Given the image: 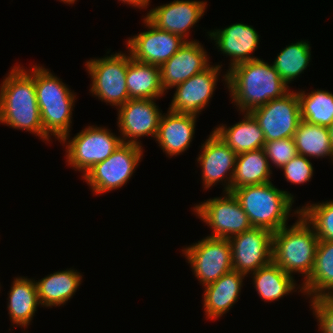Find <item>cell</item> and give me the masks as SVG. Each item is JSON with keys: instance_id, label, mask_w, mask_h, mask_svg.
Masks as SVG:
<instances>
[{"instance_id": "cell-7", "label": "cell", "mask_w": 333, "mask_h": 333, "mask_svg": "<svg viewBox=\"0 0 333 333\" xmlns=\"http://www.w3.org/2000/svg\"><path fill=\"white\" fill-rule=\"evenodd\" d=\"M129 53L116 52L86 61V70L91 76L90 92L102 102L117 109L129 100L126 85Z\"/></svg>"}, {"instance_id": "cell-29", "label": "cell", "mask_w": 333, "mask_h": 333, "mask_svg": "<svg viewBox=\"0 0 333 333\" xmlns=\"http://www.w3.org/2000/svg\"><path fill=\"white\" fill-rule=\"evenodd\" d=\"M293 138L298 154L309 157V159L310 157L318 159L328 156L333 161L328 127L301 120Z\"/></svg>"}, {"instance_id": "cell-23", "label": "cell", "mask_w": 333, "mask_h": 333, "mask_svg": "<svg viewBox=\"0 0 333 333\" xmlns=\"http://www.w3.org/2000/svg\"><path fill=\"white\" fill-rule=\"evenodd\" d=\"M242 121L228 126L221 124L213 130L237 155L264 147L265 137L258 122L249 112L242 113Z\"/></svg>"}, {"instance_id": "cell-2", "label": "cell", "mask_w": 333, "mask_h": 333, "mask_svg": "<svg viewBox=\"0 0 333 333\" xmlns=\"http://www.w3.org/2000/svg\"><path fill=\"white\" fill-rule=\"evenodd\" d=\"M0 84V124L28 131L43 140V127L35 89V65L13 66Z\"/></svg>"}, {"instance_id": "cell-12", "label": "cell", "mask_w": 333, "mask_h": 333, "mask_svg": "<svg viewBox=\"0 0 333 333\" xmlns=\"http://www.w3.org/2000/svg\"><path fill=\"white\" fill-rule=\"evenodd\" d=\"M156 99H129L117 108V126L123 143L142 146L139 138H156L162 110L156 105Z\"/></svg>"}, {"instance_id": "cell-5", "label": "cell", "mask_w": 333, "mask_h": 333, "mask_svg": "<svg viewBox=\"0 0 333 333\" xmlns=\"http://www.w3.org/2000/svg\"><path fill=\"white\" fill-rule=\"evenodd\" d=\"M297 218L273 233L272 261L289 275L301 274L305 282L314 266L319 238L301 214Z\"/></svg>"}, {"instance_id": "cell-11", "label": "cell", "mask_w": 333, "mask_h": 333, "mask_svg": "<svg viewBox=\"0 0 333 333\" xmlns=\"http://www.w3.org/2000/svg\"><path fill=\"white\" fill-rule=\"evenodd\" d=\"M290 90L283 97L252 109L249 113L258 122L265 142L293 138L301 122L297 92Z\"/></svg>"}, {"instance_id": "cell-1", "label": "cell", "mask_w": 333, "mask_h": 333, "mask_svg": "<svg viewBox=\"0 0 333 333\" xmlns=\"http://www.w3.org/2000/svg\"><path fill=\"white\" fill-rule=\"evenodd\" d=\"M225 73L226 89L232 104L241 113L250 112L290 91L273 65L260 58L235 65Z\"/></svg>"}, {"instance_id": "cell-9", "label": "cell", "mask_w": 333, "mask_h": 333, "mask_svg": "<svg viewBox=\"0 0 333 333\" xmlns=\"http://www.w3.org/2000/svg\"><path fill=\"white\" fill-rule=\"evenodd\" d=\"M192 244L183 247L182 254L202 287L233 270L229 239L207 236Z\"/></svg>"}, {"instance_id": "cell-31", "label": "cell", "mask_w": 333, "mask_h": 333, "mask_svg": "<svg viewBox=\"0 0 333 333\" xmlns=\"http://www.w3.org/2000/svg\"><path fill=\"white\" fill-rule=\"evenodd\" d=\"M298 90L301 119L311 124L328 127L333 122V93L316 89L311 93Z\"/></svg>"}, {"instance_id": "cell-10", "label": "cell", "mask_w": 333, "mask_h": 333, "mask_svg": "<svg viewBox=\"0 0 333 333\" xmlns=\"http://www.w3.org/2000/svg\"><path fill=\"white\" fill-rule=\"evenodd\" d=\"M223 195L196 204L192 211L212 230L209 237L230 239L253 226L234 194L223 192Z\"/></svg>"}, {"instance_id": "cell-26", "label": "cell", "mask_w": 333, "mask_h": 333, "mask_svg": "<svg viewBox=\"0 0 333 333\" xmlns=\"http://www.w3.org/2000/svg\"><path fill=\"white\" fill-rule=\"evenodd\" d=\"M126 85L129 99H158L166 94L161 86L160 66L136 61L130 53Z\"/></svg>"}, {"instance_id": "cell-37", "label": "cell", "mask_w": 333, "mask_h": 333, "mask_svg": "<svg viewBox=\"0 0 333 333\" xmlns=\"http://www.w3.org/2000/svg\"><path fill=\"white\" fill-rule=\"evenodd\" d=\"M329 129V136H330V140H331V146L333 149V122L328 126Z\"/></svg>"}, {"instance_id": "cell-21", "label": "cell", "mask_w": 333, "mask_h": 333, "mask_svg": "<svg viewBox=\"0 0 333 333\" xmlns=\"http://www.w3.org/2000/svg\"><path fill=\"white\" fill-rule=\"evenodd\" d=\"M245 277L247 276L232 270L203 287L202 300L207 319H219L238 302Z\"/></svg>"}, {"instance_id": "cell-16", "label": "cell", "mask_w": 333, "mask_h": 333, "mask_svg": "<svg viewBox=\"0 0 333 333\" xmlns=\"http://www.w3.org/2000/svg\"><path fill=\"white\" fill-rule=\"evenodd\" d=\"M222 64L210 65L208 68L176 85L170 111L199 117L213 97Z\"/></svg>"}, {"instance_id": "cell-28", "label": "cell", "mask_w": 333, "mask_h": 333, "mask_svg": "<svg viewBox=\"0 0 333 333\" xmlns=\"http://www.w3.org/2000/svg\"><path fill=\"white\" fill-rule=\"evenodd\" d=\"M263 148L237 155L231 192L240 187L272 182V170Z\"/></svg>"}, {"instance_id": "cell-33", "label": "cell", "mask_w": 333, "mask_h": 333, "mask_svg": "<svg viewBox=\"0 0 333 333\" xmlns=\"http://www.w3.org/2000/svg\"><path fill=\"white\" fill-rule=\"evenodd\" d=\"M263 149L271 168V163L276 168H282L298 154L294 138H283L265 142Z\"/></svg>"}, {"instance_id": "cell-32", "label": "cell", "mask_w": 333, "mask_h": 333, "mask_svg": "<svg viewBox=\"0 0 333 333\" xmlns=\"http://www.w3.org/2000/svg\"><path fill=\"white\" fill-rule=\"evenodd\" d=\"M300 214L313 227L319 240L333 241V200L304 204Z\"/></svg>"}, {"instance_id": "cell-27", "label": "cell", "mask_w": 333, "mask_h": 333, "mask_svg": "<svg viewBox=\"0 0 333 333\" xmlns=\"http://www.w3.org/2000/svg\"><path fill=\"white\" fill-rule=\"evenodd\" d=\"M251 274L254 288L264 302L278 301L292 292H297V289L302 293V286L296 284L294 276L284 272L273 261Z\"/></svg>"}, {"instance_id": "cell-15", "label": "cell", "mask_w": 333, "mask_h": 333, "mask_svg": "<svg viewBox=\"0 0 333 333\" xmlns=\"http://www.w3.org/2000/svg\"><path fill=\"white\" fill-rule=\"evenodd\" d=\"M272 236L267 229L252 227L229 239L233 270L248 277L272 261Z\"/></svg>"}, {"instance_id": "cell-24", "label": "cell", "mask_w": 333, "mask_h": 333, "mask_svg": "<svg viewBox=\"0 0 333 333\" xmlns=\"http://www.w3.org/2000/svg\"><path fill=\"white\" fill-rule=\"evenodd\" d=\"M7 310L12 325L23 327L29 326L37 306L41 305L38 298L35 279L27 277H15L8 293Z\"/></svg>"}, {"instance_id": "cell-30", "label": "cell", "mask_w": 333, "mask_h": 333, "mask_svg": "<svg viewBox=\"0 0 333 333\" xmlns=\"http://www.w3.org/2000/svg\"><path fill=\"white\" fill-rule=\"evenodd\" d=\"M311 62V46L309 41L300 40L291 45H286L277 54L273 67L278 72L281 79L289 87V84L296 80L304 70L307 69Z\"/></svg>"}, {"instance_id": "cell-3", "label": "cell", "mask_w": 333, "mask_h": 333, "mask_svg": "<svg viewBox=\"0 0 333 333\" xmlns=\"http://www.w3.org/2000/svg\"><path fill=\"white\" fill-rule=\"evenodd\" d=\"M35 89L40 110L43 142H50L51 136L58 141L69 139L72 111L76 94L49 69L35 65Z\"/></svg>"}, {"instance_id": "cell-6", "label": "cell", "mask_w": 333, "mask_h": 333, "mask_svg": "<svg viewBox=\"0 0 333 333\" xmlns=\"http://www.w3.org/2000/svg\"><path fill=\"white\" fill-rule=\"evenodd\" d=\"M66 148V162L84 176L95 164L107 159L123 142L106 127L86 126L74 137L61 139Z\"/></svg>"}, {"instance_id": "cell-4", "label": "cell", "mask_w": 333, "mask_h": 333, "mask_svg": "<svg viewBox=\"0 0 333 333\" xmlns=\"http://www.w3.org/2000/svg\"><path fill=\"white\" fill-rule=\"evenodd\" d=\"M232 193L248 215L251 225L272 233L287 226L289 216L300 214V207L295 211L292 209L293 194L277 188L272 182L236 188Z\"/></svg>"}, {"instance_id": "cell-34", "label": "cell", "mask_w": 333, "mask_h": 333, "mask_svg": "<svg viewBox=\"0 0 333 333\" xmlns=\"http://www.w3.org/2000/svg\"><path fill=\"white\" fill-rule=\"evenodd\" d=\"M280 169L283 171L286 181L291 184H305L311 181L314 174V168L310 159L300 154H297Z\"/></svg>"}, {"instance_id": "cell-13", "label": "cell", "mask_w": 333, "mask_h": 333, "mask_svg": "<svg viewBox=\"0 0 333 333\" xmlns=\"http://www.w3.org/2000/svg\"><path fill=\"white\" fill-rule=\"evenodd\" d=\"M142 31L126 41L127 53L139 62L161 66L168 61L186 42L181 36L155 27L145 16Z\"/></svg>"}, {"instance_id": "cell-19", "label": "cell", "mask_w": 333, "mask_h": 333, "mask_svg": "<svg viewBox=\"0 0 333 333\" xmlns=\"http://www.w3.org/2000/svg\"><path fill=\"white\" fill-rule=\"evenodd\" d=\"M208 38L214 40L218 52L230 57L229 69L243 62L259 59L253 53L259 47V34L252 25L235 23L224 29L208 31Z\"/></svg>"}, {"instance_id": "cell-25", "label": "cell", "mask_w": 333, "mask_h": 333, "mask_svg": "<svg viewBox=\"0 0 333 333\" xmlns=\"http://www.w3.org/2000/svg\"><path fill=\"white\" fill-rule=\"evenodd\" d=\"M301 286L310 300L333 297V241L319 240L311 275Z\"/></svg>"}, {"instance_id": "cell-17", "label": "cell", "mask_w": 333, "mask_h": 333, "mask_svg": "<svg viewBox=\"0 0 333 333\" xmlns=\"http://www.w3.org/2000/svg\"><path fill=\"white\" fill-rule=\"evenodd\" d=\"M207 5L205 1L174 0L150 9L145 17L155 27L190 41V29L205 15Z\"/></svg>"}, {"instance_id": "cell-18", "label": "cell", "mask_w": 333, "mask_h": 333, "mask_svg": "<svg viewBox=\"0 0 333 333\" xmlns=\"http://www.w3.org/2000/svg\"><path fill=\"white\" fill-rule=\"evenodd\" d=\"M201 44L197 40L186 41L160 66L161 86L165 93L210 66V57Z\"/></svg>"}, {"instance_id": "cell-38", "label": "cell", "mask_w": 333, "mask_h": 333, "mask_svg": "<svg viewBox=\"0 0 333 333\" xmlns=\"http://www.w3.org/2000/svg\"><path fill=\"white\" fill-rule=\"evenodd\" d=\"M77 0H60V2H63V3H65V4H75V2H76Z\"/></svg>"}, {"instance_id": "cell-20", "label": "cell", "mask_w": 333, "mask_h": 333, "mask_svg": "<svg viewBox=\"0 0 333 333\" xmlns=\"http://www.w3.org/2000/svg\"><path fill=\"white\" fill-rule=\"evenodd\" d=\"M167 111L161 116L155 141L170 158L181 155L190 147L195 134L197 116L169 109Z\"/></svg>"}, {"instance_id": "cell-14", "label": "cell", "mask_w": 333, "mask_h": 333, "mask_svg": "<svg viewBox=\"0 0 333 333\" xmlns=\"http://www.w3.org/2000/svg\"><path fill=\"white\" fill-rule=\"evenodd\" d=\"M201 145V153L196 160L202 169L204 190L222 183L221 185L225 186L223 192H231L237 154L214 131Z\"/></svg>"}, {"instance_id": "cell-36", "label": "cell", "mask_w": 333, "mask_h": 333, "mask_svg": "<svg viewBox=\"0 0 333 333\" xmlns=\"http://www.w3.org/2000/svg\"><path fill=\"white\" fill-rule=\"evenodd\" d=\"M121 1L124 4H128L130 6H134L135 8H139V9H147V7L150 4V0H118Z\"/></svg>"}, {"instance_id": "cell-22", "label": "cell", "mask_w": 333, "mask_h": 333, "mask_svg": "<svg viewBox=\"0 0 333 333\" xmlns=\"http://www.w3.org/2000/svg\"><path fill=\"white\" fill-rule=\"evenodd\" d=\"M83 280L82 274L75 269L53 272L36 280V289L41 306L52 308L64 305L70 300Z\"/></svg>"}, {"instance_id": "cell-8", "label": "cell", "mask_w": 333, "mask_h": 333, "mask_svg": "<svg viewBox=\"0 0 333 333\" xmlns=\"http://www.w3.org/2000/svg\"><path fill=\"white\" fill-rule=\"evenodd\" d=\"M143 147L122 143L107 159L95 164L84 176L95 195L118 190L127 184L143 158Z\"/></svg>"}, {"instance_id": "cell-35", "label": "cell", "mask_w": 333, "mask_h": 333, "mask_svg": "<svg viewBox=\"0 0 333 333\" xmlns=\"http://www.w3.org/2000/svg\"><path fill=\"white\" fill-rule=\"evenodd\" d=\"M310 309L317 319L321 333H333V297L310 300Z\"/></svg>"}]
</instances>
